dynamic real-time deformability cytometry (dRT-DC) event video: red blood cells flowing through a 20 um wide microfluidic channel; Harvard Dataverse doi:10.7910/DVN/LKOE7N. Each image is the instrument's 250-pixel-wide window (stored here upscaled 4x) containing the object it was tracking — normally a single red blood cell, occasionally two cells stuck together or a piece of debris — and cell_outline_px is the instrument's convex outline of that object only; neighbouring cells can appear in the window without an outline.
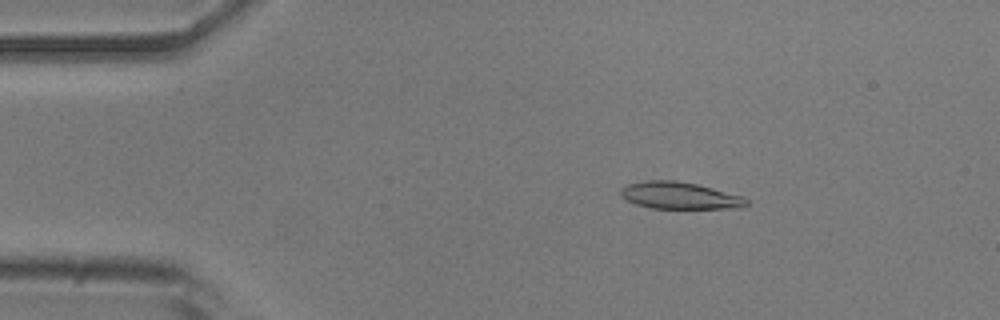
{"species": "common noctule bat (a hibernating species)", "species_latin": "Nyctalus noctula", "temperature_condition": "room temperature", "stored_images_in_passage": 45, "camera_frame_rate_fps": 3000, "um_per_image_px": 0.085, "animal": {"sex": "male", "body_mass_g": 20.5, "forearm_length_mm": 52.5}, "frame": {"image": 1, "passage_image": 1, "time_ms": 0.0, "image_size_px": [1000, 320], "cell_outline_px": [[748, 204], [740, 208], [652, 208], [636, 204], [620, 196], [620, 188], [628, 184], [648, 180], [672, 180], [696, 184], [712, 188], [740, 196], [748, 200]], "centroid_in_image_um": [57.73, 16.62], "position_along_channel_um": 27.3, "area_um2": 19.48}}
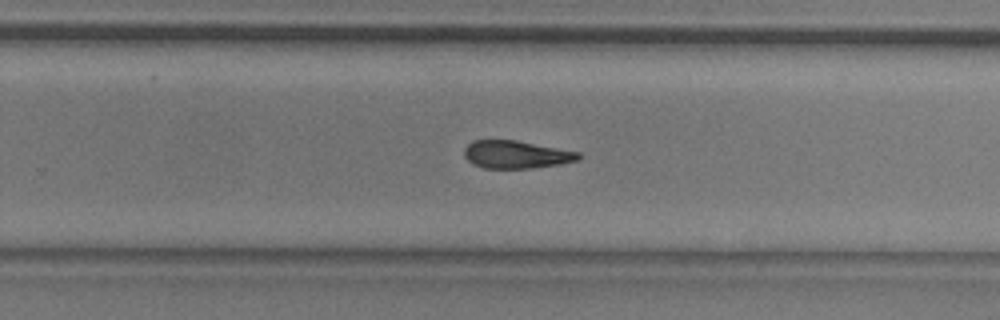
{"frame": {"image": 2, "passage_image": 26, "time_ms": 8.333, "image_size_px": [1000, 320], "cell_outline_px": [[584, 156], [580, 160], [560, 164], [532, 168], [484, 168], [472, 164], [464, 156], [464, 148], [472, 140], [516, 140], [580, 152]], "centroid_in_image_um": [43.9, 13.13], "position_along_channel_um": 285.9, "area_um2": 18.67}}
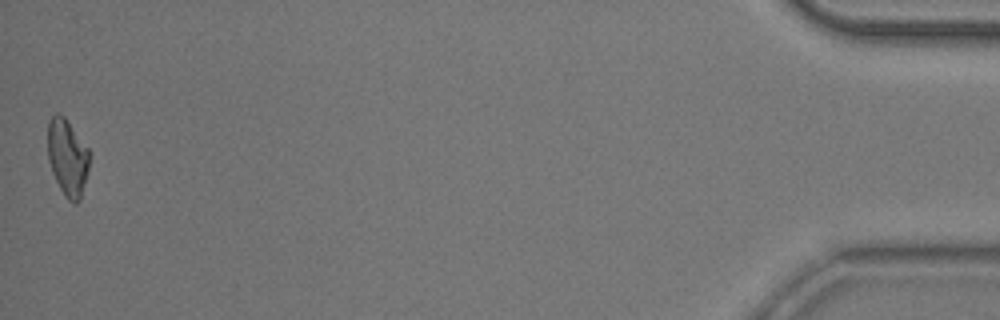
{"frame": {"image": 3, "passage_image": 45, "time_ms": 14.667, "image_size_px": [1000, 320], "cell_outline_px": [[88, 168], [80, 200], [76, 204], [68, 200], [64, 196], [52, 172], [48, 160], [48, 120], [56, 112], [64, 116], [88, 148]], "centroid_in_image_um": [5.71, 13.38], "position_along_channel_um": 429.5, "area_um2": 18.44}}